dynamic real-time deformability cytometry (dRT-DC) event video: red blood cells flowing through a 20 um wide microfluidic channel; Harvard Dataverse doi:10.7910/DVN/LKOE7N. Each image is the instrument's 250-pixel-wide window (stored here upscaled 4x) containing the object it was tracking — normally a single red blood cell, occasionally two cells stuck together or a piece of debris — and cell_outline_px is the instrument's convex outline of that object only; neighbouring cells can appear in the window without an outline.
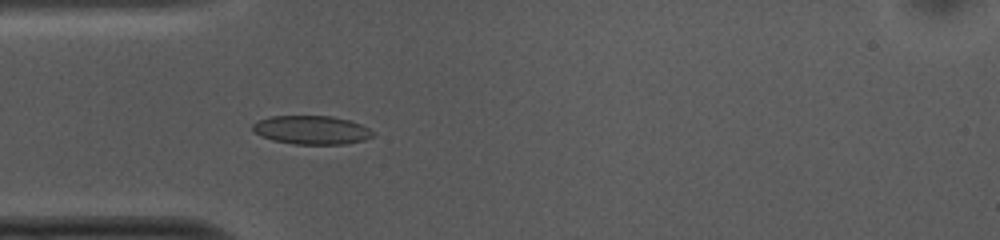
{"species": "common noctule bat (a hibernating species)", "species_latin": "Nyctalus noctula", "temperature_condition": "cold", "stored_images_in_passage": 17, "camera_frame_rate_fps": 3000, "um_per_image_px": 0.085, "animal": {"sex": "female", "body_mass_g": 10.0, "forearm_length_mm": 53.1}, "frame": {"image": 1, "passage_image": 6, "time_ms": 1.667, "image_size_px": [1000, 240], "cell_outline_px": [[372, 136], [364, 140], [344, 144], [296, 144], [272, 140], [256, 132], [252, 128], [252, 124], [268, 116], [332, 116], [348, 120], [360, 124], [368, 128], [372, 132]], "centroid_in_image_um": [26.48, 11.04], "position_along_channel_um": 58.5, "area_um2": 19.77}}
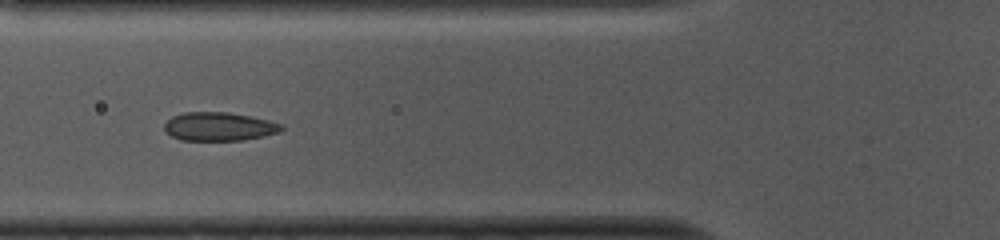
{"frame": {"image": 2, "passage_image": 10, "time_ms": 3.0, "image_size_px": [1000, 240], "cell_outline_px": [[284, 128], [280, 132], [264, 136], [244, 140], [180, 140], [172, 136], [164, 128], [164, 124], [172, 116], [184, 112], [228, 112], [252, 116], [268, 120], [280, 124]], "centroid_in_image_um": [18.63, 10.75], "position_along_channel_um": 107.2, "area_um2": 19.48}}